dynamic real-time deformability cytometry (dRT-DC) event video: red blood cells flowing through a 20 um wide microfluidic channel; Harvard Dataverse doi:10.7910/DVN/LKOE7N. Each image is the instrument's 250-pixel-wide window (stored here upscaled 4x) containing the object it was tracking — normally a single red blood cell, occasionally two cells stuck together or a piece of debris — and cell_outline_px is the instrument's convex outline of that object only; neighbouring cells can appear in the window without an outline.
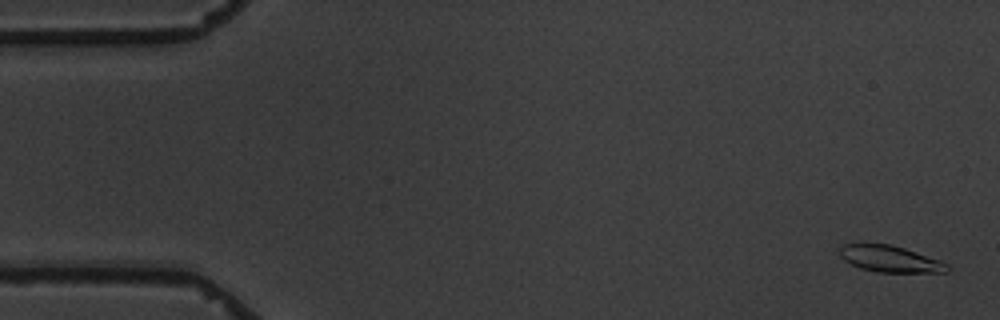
{"species": "common noctule bat (a hibernating species)", "species_latin": "Nyctalus noctula", "temperature_condition": "warm", "stored_images_in_passage": 4, "camera_frame_rate_fps": 3000, "um_per_image_px": 0.085, "animal": {"sex": "male", "body_mass_g": 19.5, "forearm_length_mm": 54.6}, "frame": {"image": 1, "passage_image": 1, "time_ms": 0.0, "image_size_px": [1000, 320], "cell_outline_px": [[952, 268], [948, 272], [880, 272], [860, 268], [844, 260], [840, 256], [840, 248], [844, 244], [860, 240], [892, 244], [940, 260], [948, 264]], "centroid_in_image_um": [75.61, 21.95], "position_along_channel_um": 9.4, "area_um2": 17.17}}